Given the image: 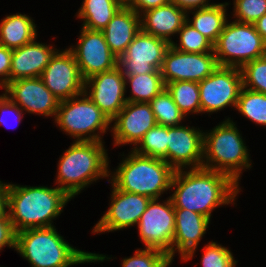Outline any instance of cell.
Listing matches in <instances>:
<instances>
[{"mask_svg": "<svg viewBox=\"0 0 266 267\" xmlns=\"http://www.w3.org/2000/svg\"><path fill=\"white\" fill-rule=\"evenodd\" d=\"M71 198L58 187L20 186L9 183L8 216L16 233L51 227Z\"/></svg>", "mask_w": 266, "mask_h": 267, "instance_id": "obj_3", "label": "cell"}, {"mask_svg": "<svg viewBox=\"0 0 266 267\" xmlns=\"http://www.w3.org/2000/svg\"><path fill=\"white\" fill-rule=\"evenodd\" d=\"M228 5V2L216 3L208 7L194 9V11L193 9L189 10L186 13V22L215 44L228 21V15H226ZM189 12L193 15L192 19L188 17L190 16Z\"/></svg>", "mask_w": 266, "mask_h": 267, "instance_id": "obj_25", "label": "cell"}, {"mask_svg": "<svg viewBox=\"0 0 266 267\" xmlns=\"http://www.w3.org/2000/svg\"><path fill=\"white\" fill-rule=\"evenodd\" d=\"M111 173V174H110ZM175 170L163 159L139 155L133 150L124 157L108 180L116 189L160 199L171 190Z\"/></svg>", "mask_w": 266, "mask_h": 267, "instance_id": "obj_5", "label": "cell"}, {"mask_svg": "<svg viewBox=\"0 0 266 267\" xmlns=\"http://www.w3.org/2000/svg\"><path fill=\"white\" fill-rule=\"evenodd\" d=\"M125 84L126 87L128 84L130 85V93L132 95L126 97L127 102L149 103L165 89V83L161 73L125 76Z\"/></svg>", "mask_w": 266, "mask_h": 267, "instance_id": "obj_27", "label": "cell"}, {"mask_svg": "<svg viewBox=\"0 0 266 267\" xmlns=\"http://www.w3.org/2000/svg\"><path fill=\"white\" fill-rule=\"evenodd\" d=\"M6 246L16 247V231L9 216L0 217V251Z\"/></svg>", "mask_w": 266, "mask_h": 267, "instance_id": "obj_38", "label": "cell"}, {"mask_svg": "<svg viewBox=\"0 0 266 267\" xmlns=\"http://www.w3.org/2000/svg\"><path fill=\"white\" fill-rule=\"evenodd\" d=\"M54 120L55 124L65 134L75 138V141L103 142V134L112 125L110 119L85 92L60 101Z\"/></svg>", "mask_w": 266, "mask_h": 267, "instance_id": "obj_7", "label": "cell"}, {"mask_svg": "<svg viewBox=\"0 0 266 267\" xmlns=\"http://www.w3.org/2000/svg\"><path fill=\"white\" fill-rule=\"evenodd\" d=\"M23 112L24 111L6 96L5 93L0 95V124L9 128L10 125L8 119H10V117L11 119L15 118L14 120H17V123H20L23 118ZM12 128H14V126Z\"/></svg>", "mask_w": 266, "mask_h": 267, "instance_id": "obj_37", "label": "cell"}, {"mask_svg": "<svg viewBox=\"0 0 266 267\" xmlns=\"http://www.w3.org/2000/svg\"><path fill=\"white\" fill-rule=\"evenodd\" d=\"M109 158L104 142L73 141L58 161V188L71 199L100 178L109 177Z\"/></svg>", "mask_w": 266, "mask_h": 267, "instance_id": "obj_4", "label": "cell"}, {"mask_svg": "<svg viewBox=\"0 0 266 267\" xmlns=\"http://www.w3.org/2000/svg\"><path fill=\"white\" fill-rule=\"evenodd\" d=\"M115 146L139 143L146 132L157 125L151 106L146 102H127L111 121Z\"/></svg>", "mask_w": 266, "mask_h": 267, "instance_id": "obj_19", "label": "cell"}, {"mask_svg": "<svg viewBox=\"0 0 266 267\" xmlns=\"http://www.w3.org/2000/svg\"><path fill=\"white\" fill-rule=\"evenodd\" d=\"M9 183L0 181V217L8 216Z\"/></svg>", "mask_w": 266, "mask_h": 267, "instance_id": "obj_42", "label": "cell"}, {"mask_svg": "<svg viewBox=\"0 0 266 267\" xmlns=\"http://www.w3.org/2000/svg\"><path fill=\"white\" fill-rule=\"evenodd\" d=\"M149 104L158 125L167 127L179 126L186 118L166 89L154 97Z\"/></svg>", "mask_w": 266, "mask_h": 267, "instance_id": "obj_31", "label": "cell"}, {"mask_svg": "<svg viewBox=\"0 0 266 267\" xmlns=\"http://www.w3.org/2000/svg\"><path fill=\"white\" fill-rule=\"evenodd\" d=\"M169 46L166 40L140 30L118 58V67L124 76L161 73L164 55Z\"/></svg>", "mask_w": 266, "mask_h": 267, "instance_id": "obj_11", "label": "cell"}, {"mask_svg": "<svg viewBox=\"0 0 266 267\" xmlns=\"http://www.w3.org/2000/svg\"><path fill=\"white\" fill-rule=\"evenodd\" d=\"M80 33L76 46L68 49L76 59L84 80L118 66V57L109 49L102 31L82 27Z\"/></svg>", "mask_w": 266, "mask_h": 267, "instance_id": "obj_12", "label": "cell"}, {"mask_svg": "<svg viewBox=\"0 0 266 267\" xmlns=\"http://www.w3.org/2000/svg\"><path fill=\"white\" fill-rule=\"evenodd\" d=\"M2 89L22 110L30 114L56 117L59 100L40 77L10 81Z\"/></svg>", "mask_w": 266, "mask_h": 267, "instance_id": "obj_17", "label": "cell"}, {"mask_svg": "<svg viewBox=\"0 0 266 267\" xmlns=\"http://www.w3.org/2000/svg\"><path fill=\"white\" fill-rule=\"evenodd\" d=\"M209 1L210 0H171V2L176 4L179 8L184 9L186 12L192 9H200L216 4L210 3Z\"/></svg>", "mask_w": 266, "mask_h": 267, "instance_id": "obj_41", "label": "cell"}, {"mask_svg": "<svg viewBox=\"0 0 266 267\" xmlns=\"http://www.w3.org/2000/svg\"><path fill=\"white\" fill-rule=\"evenodd\" d=\"M225 173L205 168L176 170L170 195L174 209H186L211 219V213L222 205L235 204L241 188Z\"/></svg>", "mask_w": 266, "mask_h": 267, "instance_id": "obj_1", "label": "cell"}, {"mask_svg": "<svg viewBox=\"0 0 266 267\" xmlns=\"http://www.w3.org/2000/svg\"><path fill=\"white\" fill-rule=\"evenodd\" d=\"M248 148L229 117L203 133L202 168L230 176L238 185L242 170L251 168Z\"/></svg>", "mask_w": 266, "mask_h": 267, "instance_id": "obj_6", "label": "cell"}, {"mask_svg": "<svg viewBox=\"0 0 266 267\" xmlns=\"http://www.w3.org/2000/svg\"><path fill=\"white\" fill-rule=\"evenodd\" d=\"M40 78L59 101L68 100L85 91V80L68 48L55 52Z\"/></svg>", "mask_w": 266, "mask_h": 267, "instance_id": "obj_14", "label": "cell"}, {"mask_svg": "<svg viewBox=\"0 0 266 267\" xmlns=\"http://www.w3.org/2000/svg\"><path fill=\"white\" fill-rule=\"evenodd\" d=\"M124 5L123 0H83L76 16L82 27L102 31Z\"/></svg>", "mask_w": 266, "mask_h": 267, "instance_id": "obj_26", "label": "cell"}, {"mask_svg": "<svg viewBox=\"0 0 266 267\" xmlns=\"http://www.w3.org/2000/svg\"><path fill=\"white\" fill-rule=\"evenodd\" d=\"M253 24L256 28V31L266 41V13Z\"/></svg>", "mask_w": 266, "mask_h": 267, "instance_id": "obj_43", "label": "cell"}, {"mask_svg": "<svg viewBox=\"0 0 266 267\" xmlns=\"http://www.w3.org/2000/svg\"><path fill=\"white\" fill-rule=\"evenodd\" d=\"M58 49L36 41L12 50L10 81L40 77Z\"/></svg>", "mask_w": 266, "mask_h": 267, "instance_id": "obj_21", "label": "cell"}, {"mask_svg": "<svg viewBox=\"0 0 266 267\" xmlns=\"http://www.w3.org/2000/svg\"><path fill=\"white\" fill-rule=\"evenodd\" d=\"M140 30V15L125 4L102 32L109 49L119 58Z\"/></svg>", "mask_w": 266, "mask_h": 267, "instance_id": "obj_23", "label": "cell"}, {"mask_svg": "<svg viewBox=\"0 0 266 267\" xmlns=\"http://www.w3.org/2000/svg\"><path fill=\"white\" fill-rule=\"evenodd\" d=\"M186 13L173 2L150 9L140 15L141 30L171 44V36L186 22Z\"/></svg>", "mask_w": 266, "mask_h": 267, "instance_id": "obj_22", "label": "cell"}, {"mask_svg": "<svg viewBox=\"0 0 266 267\" xmlns=\"http://www.w3.org/2000/svg\"><path fill=\"white\" fill-rule=\"evenodd\" d=\"M122 267H170L168 255L156 248L137 249L132 257L122 259Z\"/></svg>", "mask_w": 266, "mask_h": 267, "instance_id": "obj_34", "label": "cell"}, {"mask_svg": "<svg viewBox=\"0 0 266 267\" xmlns=\"http://www.w3.org/2000/svg\"><path fill=\"white\" fill-rule=\"evenodd\" d=\"M34 20L26 14L7 15L0 23V44L14 50L37 38Z\"/></svg>", "mask_w": 266, "mask_h": 267, "instance_id": "obj_24", "label": "cell"}, {"mask_svg": "<svg viewBox=\"0 0 266 267\" xmlns=\"http://www.w3.org/2000/svg\"><path fill=\"white\" fill-rule=\"evenodd\" d=\"M177 34H179V44L173 41L170 46L178 51L189 53L214 52V44L187 22L183 24Z\"/></svg>", "mask_w": 266, "mask_h": 267, "instance_id": "obj_32", "label": "cell"}, {"mask_svg": "<svg viewBox=\"0 0 266 267\" xmlns=\"http://www.w3.org/2000/svg\"><path fill=\"white\" fill-rule=\"evenodd\" d=\"M201 113H213L224 108L236 109L243 87L242 73L238 67L218 66L204 80L198 82Z\"/></svg>", "mask_w": 266, "mask_h": 267, "instance_id": "obj_10", "label": "cell"}, {"mask_svg": "<svg viewBox=\"0 0 266 267\" xmlns=\"http://www.w3.org/2000/svg\"><path fill=\"white\" fill-rule=\"evenodd\" d=\"M171 0H128L125 4L141 15L150 9L170 3Z\"/></svg>", "mask_w": 266, "mask_h": 267, "instance_id": "obj_40", "label": "cell"}, {"mask_svg": "<svg viewBox=\"0 0 266 267\" xmlns=\"http://www.w3.org/2000/svg\"><path fill=\"white\" fill-rule=\"evenodd\" d=\"M203 133L193 126L168 127L167 163L175 171L202 168Z\"/></svg>", "mask_w": 266, "mask_h": 267, "instance_id": "obj_18", "label": "cell"}, {"mask_svg": "<svg viewBox=\"0 0 266 267\" xmlns=\"http://www.w3.org/2000/svg\"><path fill=\"white\" fill-rule=\"evenodd\" d=\"M12 50L0 44V88L10 82Z\"/></svg>", "mask_w": 266, "mask_h": 267, "instance_id": "obj_39", "label": "cell"}, {"mask_svg": "<svg viewBox=\"0 0 266 267\" xmlns=\"http://www.w3.org/2000/svg\"><path fill=\"white\" fill-rule=\"evenodd\" d=\"M233 16L241 23H255L266 13V0H234Z\"/></svg>", "mask_w": 266, "mask_h": 267, "instance_id": "obj_36", "label": "cell"}, {"mask_svg": "<svg viewBox=\"0 0 266 267\" xmlns=\"http://www.w3.org/2000/svg\"><path fill=\"white\" fill-rule=\"evenodd\" d=\"M218 66L214 52L189 53L169 46L160 71L165 84L176 81L200 82Z\"/></svg>", "mask_w": 266, "mask_h": 267, "instance_id": "obj_13", "label": "cell"}, {"mask_svg": "<svg viewBox=\"0 0 266 267\" xmlns=\"http://www.w3.org/2000/svg\"><path fill=\"white\" fill-rule=\"evenodd\" d=\"M15 250L31 267H70L111 259L103 254L74 248L57 232L55 226L26 229L16 233Z\"/></svg>", "mask_w": 266, "mask_h": 267, "instance_id": "obj_2", "label": "cell"}, {"mask_svg": "<svg viewBox=\"0 0 266 267\" xmlns=\"http://www.w3.org/2000/svg\"><path fill=\"white\" fill-rule=\"evenodd\" d=\"M84 90L110 121L127 103L125 76L118 66L111 71L98 73L86 79Z\"/></svg>", "mask_w": 266, "mask_h": 267, "instance_id": "obj_16", "label": "cell"}, {"mask_svg": "<svg viewBox=\"0 0 266 267\" xmlns=\"http://www.w3.org/2000/svg\"><path fill=\"white\" fill-rule=\"evenodd\" d=\"M248 120L266 127V95L242 87L236 109Z\"/></svg>", "mask_w": 266, "mask_h": 267, "instance_id": "obj_30", "label": "cell"}, {"mask_svg": "<svg viewBox=\"0 0 266 267\" xmlns=\"http://www.w3.org/2000/svg\"><path fill=\"white\" fill-rule=\"evenodd\" d=\"M175 233L171 248V261L178 251L182 261L192 260L199 242L206 234L210 219L186 209H174Z\"/></svg>", "mask_w": 266, "mask_h": 267, "instance_id": "obj_20", "label": "cell"}, {"mask_svg": "<svg viewBox=\"0 0 266 267\" xmlns=\"http://www.w3.org/2000/svg\"><path fill=\"white\" fill-rule=\"evenodd\" d=\"M240 70L244 88L266 95V55L245 63Z\"/></svg>", "mask_w": 266, "mask_h": 267, "instance_id": "obj_33", "label": "cell"}, {"mask_svg": "<svg viewBox=\"0 0 266 267\" xmlns=\"http://www.w3.org/2000/svg\"><path fill=\"white\" fill-rule=\"evenodd\" d=\"M110 207L95 224L92 233L114 232L138 224L150 198L116 189L113 185Z\"/></svg>", "mask_w": 266, "mask_h": 267, "instance_id": "obj_15", "label": "cell"}, {"mask_svg": "<svg viewBox=\"0 0 266 267\" xmlns=\"http://www.w3.org/2000/svg\"><path fill=\"white\" fill-rule=\"evenodd\" d=\"M232 252L217 242H209L203 248L202 267H235L237 265Z\"/></svg>", "mask_w": 266, "mask_h": 267, "instance_id": "obj_35", "label": "cell"}, {"mask_svg": "<svg viewBox=\"0 0 266 267\" xmlns=\"http://www.w3.org/2000/svg\"><path fill=\"white\" fill-rule=\"evenodd\" d=\"M165 89L171 95L174 103L187 117L189 114H200L201 103L199 97V84L192 81H176L165 84Z\"/></svg>", "mask_w": 266, "mask_h": 267, "instance_id": "obj_28", "label": "cell"}, {"mask_svg": "<svg viewBox=\"0 0 266 267\" xmlns=\"http://www.w3.org/2000/svg\"><path fill=\"white\" fill-rule=\"evenodd\" d=\"M228 22L214 44L219 66L241 68L245 63L266 55V41L254 24Z\"/></svg>", "mask_w": 266, "mask_h": 267, "instance_id": "obj_8", "label": "cell"}, {"mask_svg": "<svg viewBox=\"0 0 266 267\" xmlns=\"http://www.w3.org/2000/svg\"><path fill=\"white\" fill-rule=\"evenodd\" d=\"M144 248L164 251L171 260V248L175 233V212L171 198L159 202L151 199L137 224Z\"/></svg>", "mask_w": 266, "mask_h": 267, "instance_id": "obj_9", "label": "cell"}, {"mask_svg": "<svg viewBox=\"0 0 266 267\" xmlns=\"http://www.w3.org/2000/svg\"><path fill=\"white\" fill-rule=\"evenodd\" d=\"M168 127L155 125L132 148L139 155L160 158L167 163Z\"/></svg>", "mask_w": 266, "mask_h": 267, "instance_id": "obj_29", "label": "cell"}]
</instances>
